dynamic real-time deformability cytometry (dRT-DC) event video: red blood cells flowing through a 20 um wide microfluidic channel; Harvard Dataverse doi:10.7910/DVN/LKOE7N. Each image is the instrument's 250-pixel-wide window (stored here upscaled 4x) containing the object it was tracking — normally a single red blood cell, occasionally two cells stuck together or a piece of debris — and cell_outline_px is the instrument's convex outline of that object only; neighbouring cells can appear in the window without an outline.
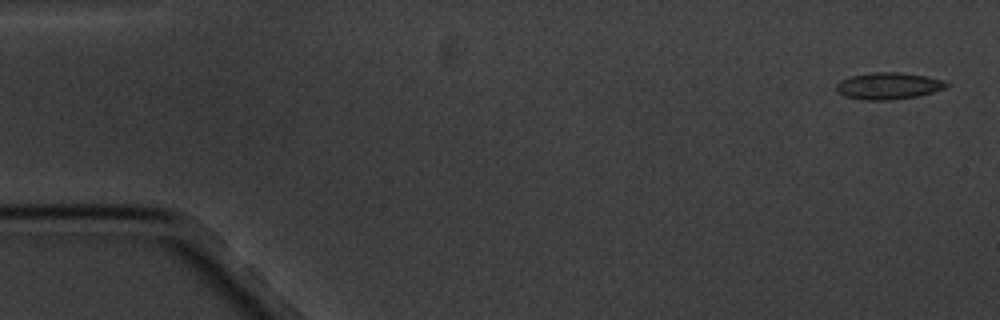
{"species": "common noctule bat (a hibernating species)", "species_latin": "Nyctalus noctula", "temperature_condition": "cold", "stored_images_in_passage": 6, "camera_frame_rate_fps": 3000, "um_per_image_px": 0.085, "animal": {"sex": "male", "body_mass_g": 20.1, "forearm_length_mm": 53.5}, "frame": {"image": 1, "passage_image": 1, "time_ms": 0.0, "image_size_px": [1000, 320], "cell_outline_px": [[948, 84], [944, 88], [932, 92], [916, 96], [892, 100], [864, 100], [844, 96], [836, 92], [836, 84], [840, 80], [852, 76], [872, 72], [900, 72], [928, 76], [944, 80]], "centroid_in_image_um": [75.48, 7.3], "position_along_channel_um": 9.5, "area_um2": 17.22}}
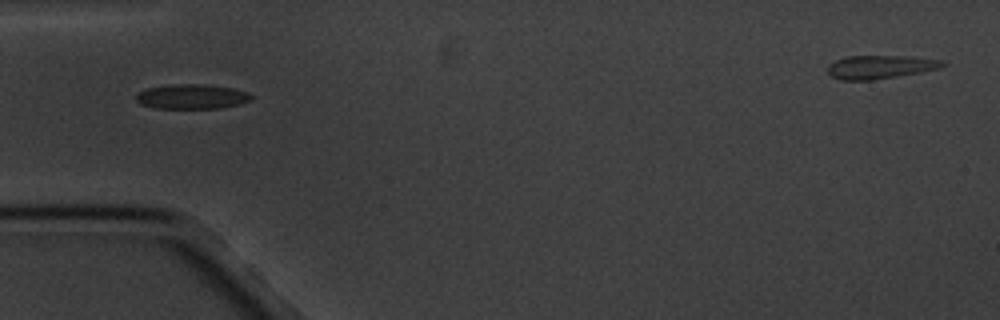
{"frame": {"image": 2, "passage_image": 5, "time_ms": 5.333, "image_size_px": [1000, 320], "cell_outline_px": [[252, 96], [248, 100], [240, 104], [220, 108], [156, 108], [140, 104], [136, 100], [136, 92], [148, 88], [172, 84], [204, 84], [236, 88], [248, 92]], "centroid_in_image_um": [16.29, 8.2], "position_along_channel_um": 68.7, "area_um2": 16.65}}
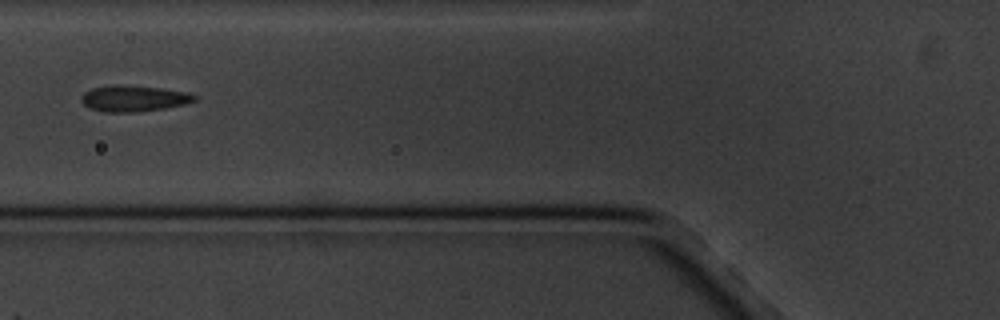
{"frame": {"image": 3, "passage_image": 6, "time_ms": 6.667, "image_size_px": [1000, 320], "cell_outline_px": [[196, 100], [188, 104], [168, 108], [136, 112], [104, 112], [88, 108], [80, 100], [80, 96], [84, 92], [92, 88], [112, 84], [120, 84], [164, 88], [188, 92], [196, 96]], "centroid_in_image_um": [11.37, 8.36], "position_along_channel_um": 114.4, "area_um2": 17.69}}